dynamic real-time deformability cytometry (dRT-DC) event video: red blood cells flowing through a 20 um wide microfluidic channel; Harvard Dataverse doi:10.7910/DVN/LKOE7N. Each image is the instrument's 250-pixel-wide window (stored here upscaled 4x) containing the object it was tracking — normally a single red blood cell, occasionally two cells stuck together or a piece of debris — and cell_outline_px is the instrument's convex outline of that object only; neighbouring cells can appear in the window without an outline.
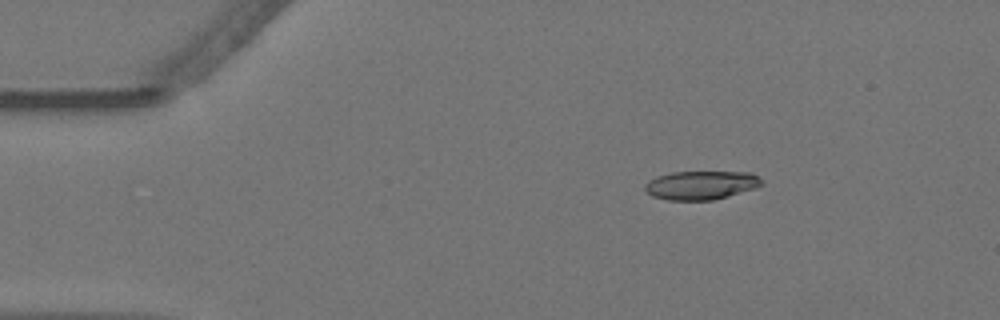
{"species": "Egyptian fruit bat (a non-hibernating species)", "species_latin": "Rousettus aegyptiacus", "temperature_condition": "warm", "stored_images_in_passage": 52, "camera_frame_rate_fps": 3000, "um_per_image_px": 0.085, "animal": {"sex": "female"}, "frame": {"image": 1, "passage_image": 4, "time_ms": 1.0, "image_size_px": [1000, 320], "cell_outline_px": [[764, 184], [756, 188], [728, 196], [712, 200], [668, 200], [652, 196], [644, 188], [644, 184], [648, 180], [656, 176], [672, 172], [752, 172]], "centroid_in_image_um": [59.57, 15.74], "position_along_channel_um": 25.4, "area_um2": 19.54}}
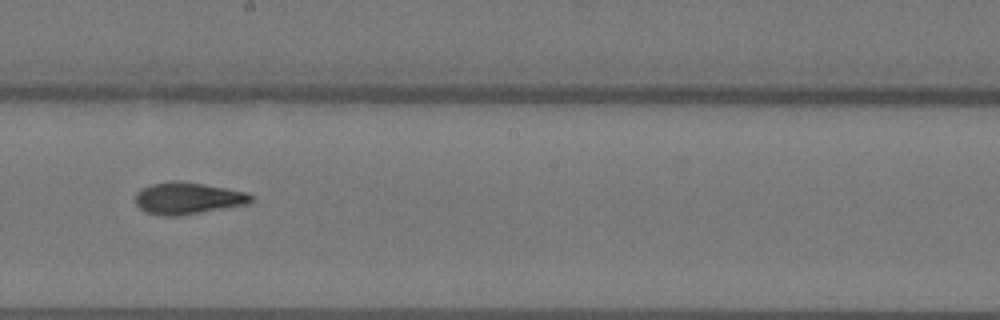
{"frame": {"image": 2, "passage_image": 27, "time_ms": 8.667, "image_size_px": [1000, 320], "cell_outline_px": [[252, 200], [248, 204], [176, 216], [160, 216], [144, 212], [136, 204], [136, 196], [144, 188], [152, 184], [176, 180], [180, 180], [248, 192], [252, 196]], "centroid_in_image_um": [15.97, 16.86], "position_along_channel_um": 232.2, "area_um2": 21.21}}
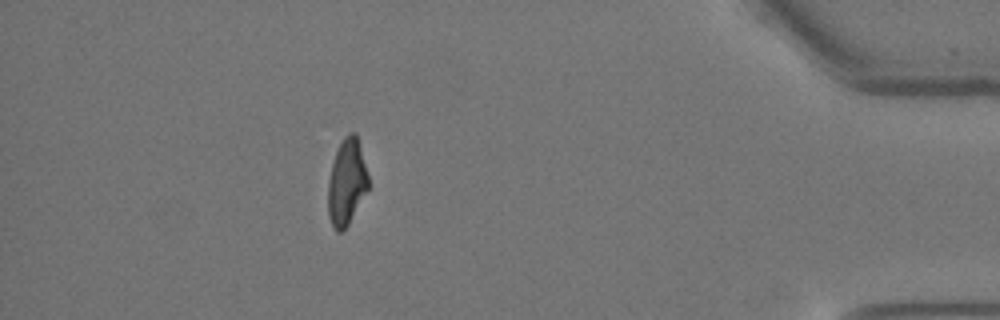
{"frame": {"image": 3, "passage_image": 46, "time_ms": 15.0, "image_size_px": [1000, 320], "cell_outline_px": [[368, 188], [348, 224], [340, 232], [336, 232], [332, 228], [328, 216], [328, 180], [332, 164], [336, 152], [344, 136], [348, 132], [356, 132], [368, 176]], "centroid_in_image_um": [29.44, 15.49], "position_along_channel_um": 405.8, "area_um2": 20.0}, "authors_computed_cell_mechanics": {"area_um2": 20.7791, "velocity_mm_per_s": 3.5426, "shape_relaxation_time_tau1_ms": 8.3186, "shape_relaxation_time_tau2_ms": 2.2389, "deformation_change_tau1": 0.2381, "deformation_change_tau2": 0.0959}}